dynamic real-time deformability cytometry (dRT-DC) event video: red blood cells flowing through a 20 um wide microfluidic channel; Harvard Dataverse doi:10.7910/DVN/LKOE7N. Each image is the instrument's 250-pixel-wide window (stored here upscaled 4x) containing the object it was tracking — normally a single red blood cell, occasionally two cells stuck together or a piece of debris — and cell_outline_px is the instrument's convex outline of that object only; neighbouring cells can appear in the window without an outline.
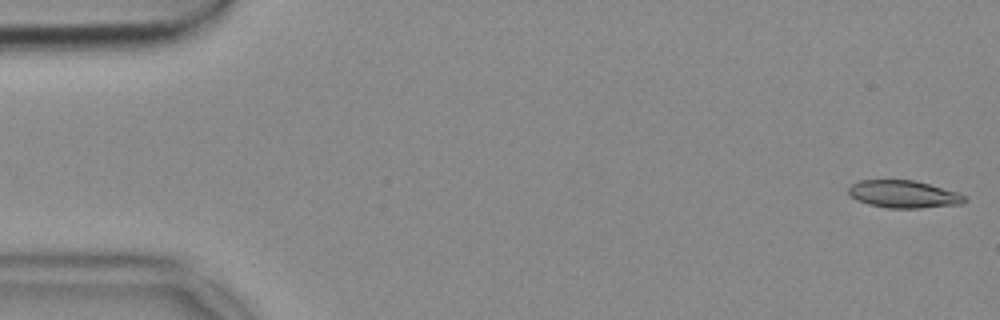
{"species": "common noctule bat (a hibernating species)", "species_latin": "Nyctalus noctula", "temperature_condition": "cold", "stored_images_in_passage": 52, "camera_frame_rate_fps": 3000, "um_per_image_px": 0.085, "animal": {"sex": "female", "body_mass_g": 18.4}, "frame": {"image": 1, "passage_image": 1, "time_ms": 0.0, "image_size_px": [1000, 320], "cell_outline_px": [[964, 204], [920, 208], [888, 208], [868, 204], [856, 200], [848, 196], [848, 188], [852, 184], [860, 180], [916, 180], [956, 192], [964, 196]], "centroid_in_image_um": [76.76, 16.51], "position_along_channel_um": 8.2, "area_um2": 18.61}}
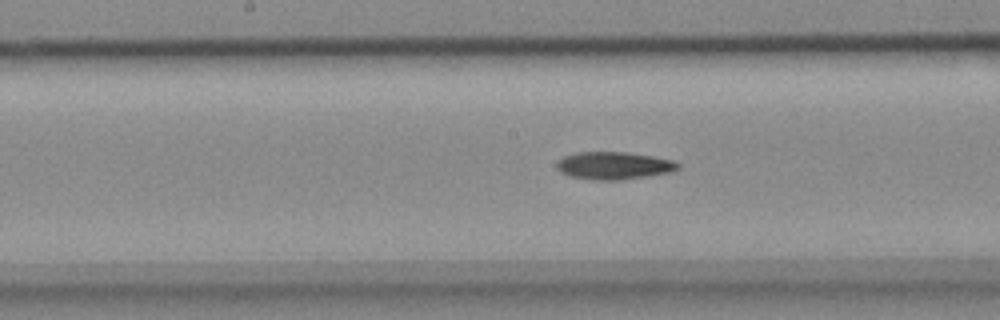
{"frame": {"image": 2, "passage_image": 26, "time_ms": 8.333, "image_size_px": [1000, 320], "cell_outline_px": [[680, 168], [672, 172], [620, 180], [592, 180], [568, 176], [560, 172], [556, 168], [556, 164], [564, 156], [572, 152], [628, 152], [656, 156], [672, 160], [680, 164]], "centroid_in_image_um": [52.17, 14.07], "position_along_channel_um": 196.0, "area_um2": 19.77}}
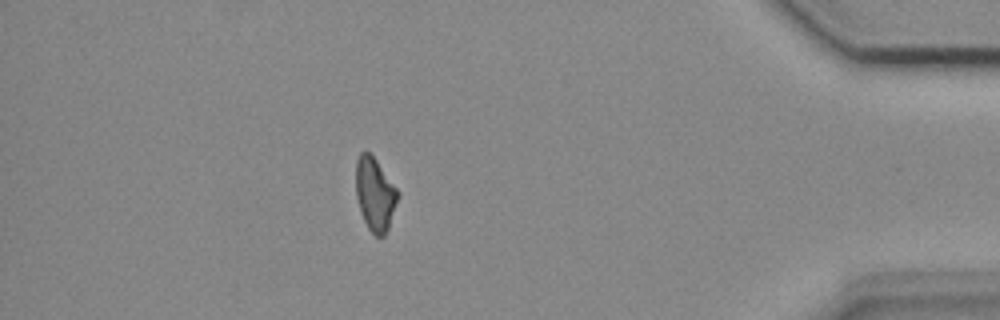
{"frame": {"image": 3, "passage_image": 46, "time_ms": 15.0, "image_size_px": [1000, 320], "cell_outline_px": [[400, 192], [388, 228], [384, 236], [376, 236], [368, 228], [360, 212], [356, 196], [356, 160], [360, 152], [368, 152], [376, 160]], "centroid_in_image_um": [31.86, 16.5], "position_along_channel_um": 403.3, "area_um2": 17.74}}